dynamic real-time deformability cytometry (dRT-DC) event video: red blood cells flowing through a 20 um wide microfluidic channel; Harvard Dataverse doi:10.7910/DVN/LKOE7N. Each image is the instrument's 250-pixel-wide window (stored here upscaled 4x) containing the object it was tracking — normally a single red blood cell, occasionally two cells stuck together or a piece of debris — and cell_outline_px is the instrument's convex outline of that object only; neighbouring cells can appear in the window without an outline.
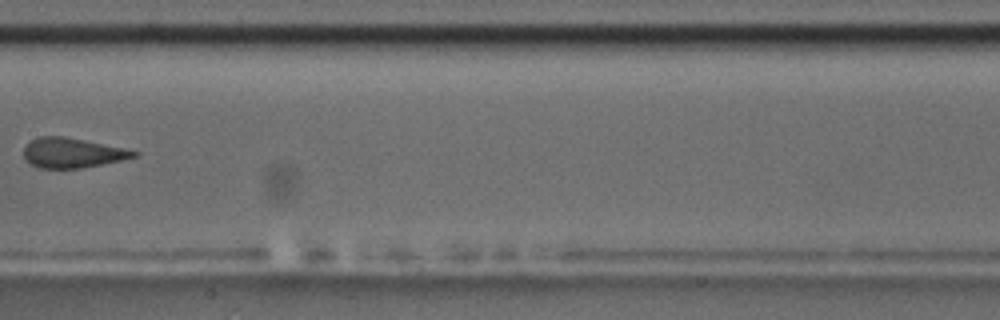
{"species": "common noctule bat (a hibernating species)", "species_latin": "Nyctalus noctula", "temperature_condition": "room temperature", "stored_images_in_passage": 4, "camera_frame_rate_fps": 3000, "um_per_image_px": 0.085, "animal": {"sex": "male", "body_mass_g": 17.5, "forearm_length_mm": 52.3}, "frame": {"image": 1, "passage_image": 4, "time_ms": 3.667, "image_size_px": [1000, 320], "cell_outline_px": [[140, 156], [80, 168], [40, 168], [32, 164], [24, 156], [24, 148], [32, 140], [40, 136], [64, 136], [84, 140], [140, 152]], "centroid_in_image_um": [6.15, 12.99], "position_along_channel_um": 201.2, "area_um2": 18.73}}